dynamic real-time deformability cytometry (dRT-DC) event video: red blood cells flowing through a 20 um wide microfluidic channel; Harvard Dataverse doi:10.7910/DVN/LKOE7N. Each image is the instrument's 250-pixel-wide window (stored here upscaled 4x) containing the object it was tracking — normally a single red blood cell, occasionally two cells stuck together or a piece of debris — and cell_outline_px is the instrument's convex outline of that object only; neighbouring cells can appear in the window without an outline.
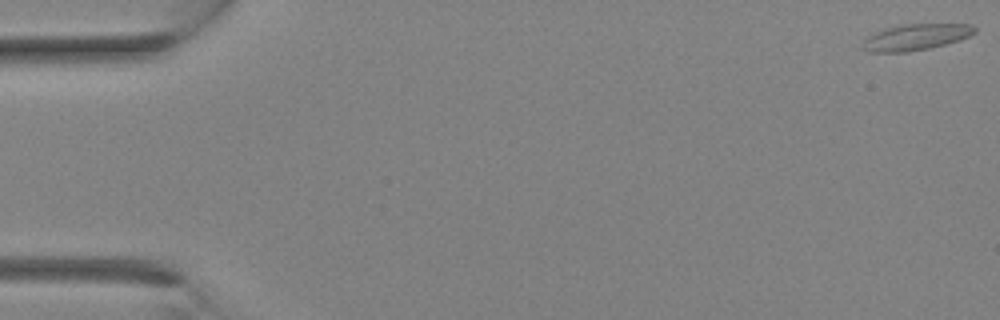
{"species": "Egyptian fruit bat (a non-hibernating species)", "species_latin": "Rousettus aegyptiacus", "temperature_condition": "room temperature", "stored_images_in_passage": 3, "camera_frame_rate_fps": 3000, "um_per_image_px": 0.085, "animal": {"sex": "female"}, "frame": {"image": 1, "passage_image": 1, "time_ms": 0.0, "image_size_px": [1000, 320], "cell_outline_px": [[976, 32], [960, 40], [928, 48], [908, 52], [868, 52], [864, 48], [864, 40], [868, 36], [884, 28], [900, 24], [972, 24], [976, 28]], "centroid_in_image_um": [77.86, 3.14], "position_along_channel_um": 7.1, "area_um2": 16.99}}
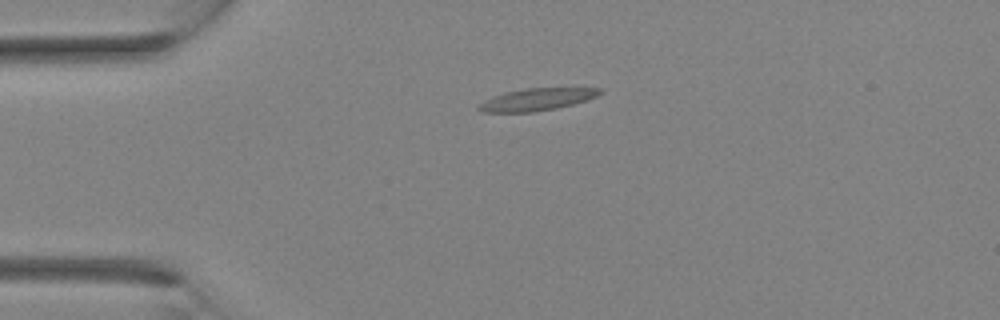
{"frame": {"image": 2, "passage_image": 3, "time_ms": 2.333, "image_size_px": [1000, 320], "cell_outline_px": [[604, 92], [588, 100], [556, 108], [532, 112], [484, 112], [476, 108], [484, 100], [504, 92], [524, 88], [600, 88]], "centroid_in_image_um": [45.63, 8.45], "position_along_channel_um": 39.4, "area_um2": 15.61}}